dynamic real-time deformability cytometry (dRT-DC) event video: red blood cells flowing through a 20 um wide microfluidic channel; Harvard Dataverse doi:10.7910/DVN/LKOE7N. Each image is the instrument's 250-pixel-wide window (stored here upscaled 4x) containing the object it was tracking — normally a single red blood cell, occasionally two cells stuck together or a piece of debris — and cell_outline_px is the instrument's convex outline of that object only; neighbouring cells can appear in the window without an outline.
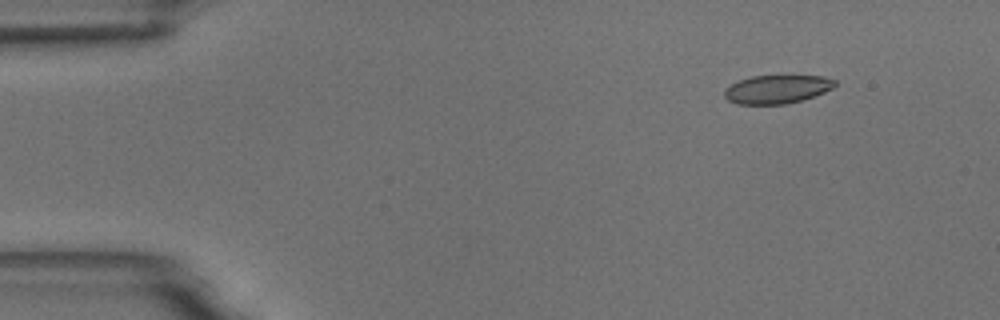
{"species": "common noctule bat (a hibernating species)", "species_latin": "Nyctalus noctula", "temperature_condition": "room temperature", "stored_images_in_passage": 5, "camera_frame_rate_fps": 3000, "um_per_image_px": 0.085, "animal": {"sex": "male", "body_mass_g": 18.8}, "frame": {"image": 1, "passage_image": 2, "time_ms": 1.0, "image_size_px": [1000, 320], "cell_outline_px": [[836, 84], [832, 88], [824, 92], [800, 100], [784, 104], [740, 104], [728, 100], [724, 96], [724, 92], [736, 80], [752, 76], [824, 76], [836, 80]], "centroid_in_image_um": [66.04, 7.57], "position_along_channel_um": 19.0, "area_um2": 18.09}}
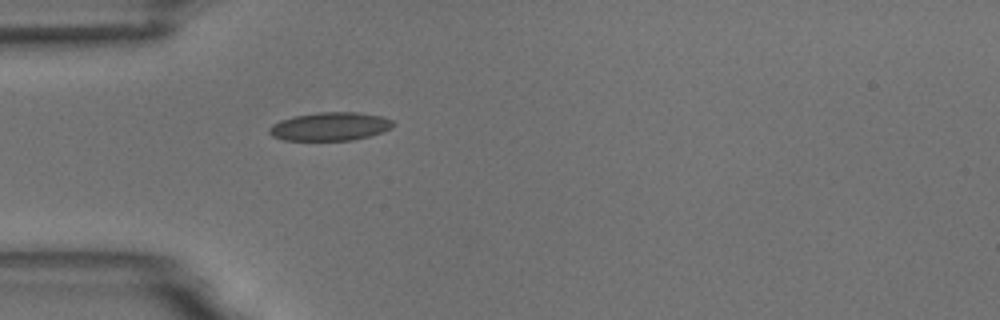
{"frame": {"image": 2, "passage_image": 5, "time_ms": 4.333, "image_size_px": [1000, 320], "cell_outline_px": [[396, 124], [392, 128], [368, 136], [352, 140], [284, 140], [272, 136], [268, 132], [268, 128], [272, 124], [280, 120], [292, 116], [316, 112], [356, 112], [384, 116], [392, 120]], "centroid_in_image_um": [28.04, 10.74], "position_along_channel_um": 57.0, "area_um2": 20.63}}